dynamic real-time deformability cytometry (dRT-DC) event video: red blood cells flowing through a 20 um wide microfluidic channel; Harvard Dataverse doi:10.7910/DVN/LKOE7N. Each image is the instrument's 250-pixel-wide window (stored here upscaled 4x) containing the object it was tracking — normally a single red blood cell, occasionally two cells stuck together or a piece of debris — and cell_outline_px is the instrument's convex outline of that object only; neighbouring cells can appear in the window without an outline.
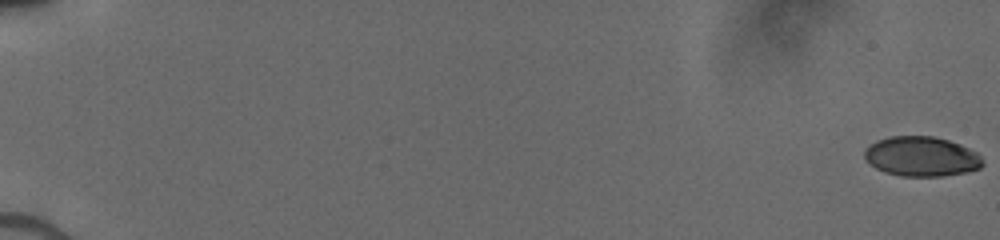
{"species": "human", "species_latin": "Homo sapiens", "temperature_condition": "cold", "stored_images_in_passage": 84, "camera_frame_rate_fps": 3000, "um_per_image_px": 0.085, "donor": {"sex": "male"}, "frame": {"image": 1, "passage_image": 1, "time_ms": 0.0, "image_size_px": [1000, 240], "cell_outline_px": [[984, 164], [980, 168], [964, 172], [944, 176], [900, 176], [884, 172], [876, 168], [864, 156], [864, 148], [876, 140], [888, 136], [932, 136], [948, 140], [960, 144], [976, 152], [984, 160]], "centroid_in_image_um": [78.32, 13.29], "position_along_channel_um": 6.7, "area_um2": 27.46}}
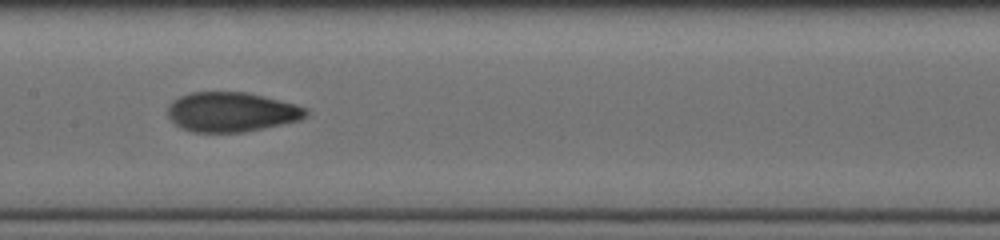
{"frame": {"image": 2, "passage_image": 49, "time_ms": 9.667, "image_size_px": [1000, 240], "cell_outline_px": [[308, 112], [300, 120], [244, 132], [192, 132], [180, 128], [168, 116], [168, 104], [172, 100], [180, 96], [192, 92], [248, 92], [296, 104], [304, 108]], "centroid_in_image_um": [19.63, 9.51], "position_along_channel_um": 187.8, "area_um2": 31.85}}
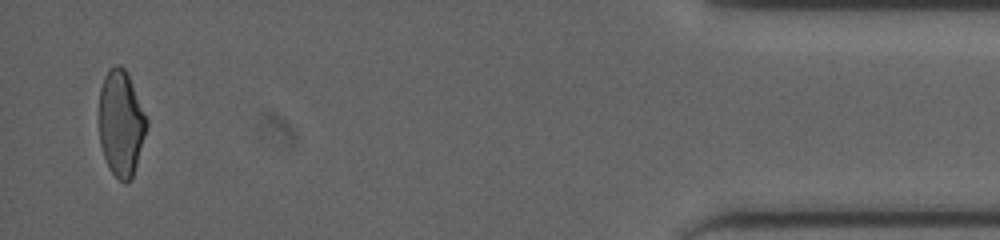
{"frame": {"image": 3, "passage_image": 82, "time_ms": 17.0, "image_size_px": [1000, 240], "cell_outline_px": [[148, 124], [136, 164], [132, 176], [124, 184], [112, 172], [104, 156], [100, 144], [100, 88], [104, 76], [108, 68], [116, 64], [120, 64], [128, 72], [148, 120]], "centroid_in_image_um": [10.29, 10.4], "position_along_channel_um": 424.9, "area_um2": 29.13}}